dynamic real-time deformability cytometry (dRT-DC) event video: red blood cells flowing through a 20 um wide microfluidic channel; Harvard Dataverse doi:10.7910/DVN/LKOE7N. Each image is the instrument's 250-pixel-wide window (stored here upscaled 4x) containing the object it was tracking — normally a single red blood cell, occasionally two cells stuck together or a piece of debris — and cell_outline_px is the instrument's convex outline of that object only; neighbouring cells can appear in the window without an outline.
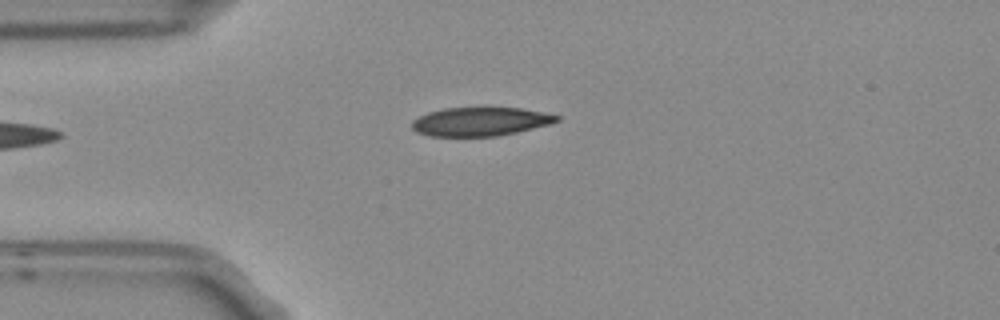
{"species": "Egyptian fruit bat (a non-hibernating species)", "species_latin": "Rousettus aegyptiacus", "temperature_condition": "room temperature", "stored_images_in_passage": 7, "camera_frame_rate_fps": 3000, "um_per_image_px": 0.085, "frame": {"image": 1, "passage_image": 3, "time_ms": 0.667, "image_size_px": [1000, 320], "cell_outline_px": [[560, 120], [552, 124], [500, 136], [432, 136], [416, 132], [412, 128], [412, 120], [428, 112], [444, 108], [488, 104], [520, 108], [544, 112], [560, 116]], "centroid_in_image_um": [40.87, 10.28], "position_along_channel_um": 44.1, "area_um2": 25.37}}